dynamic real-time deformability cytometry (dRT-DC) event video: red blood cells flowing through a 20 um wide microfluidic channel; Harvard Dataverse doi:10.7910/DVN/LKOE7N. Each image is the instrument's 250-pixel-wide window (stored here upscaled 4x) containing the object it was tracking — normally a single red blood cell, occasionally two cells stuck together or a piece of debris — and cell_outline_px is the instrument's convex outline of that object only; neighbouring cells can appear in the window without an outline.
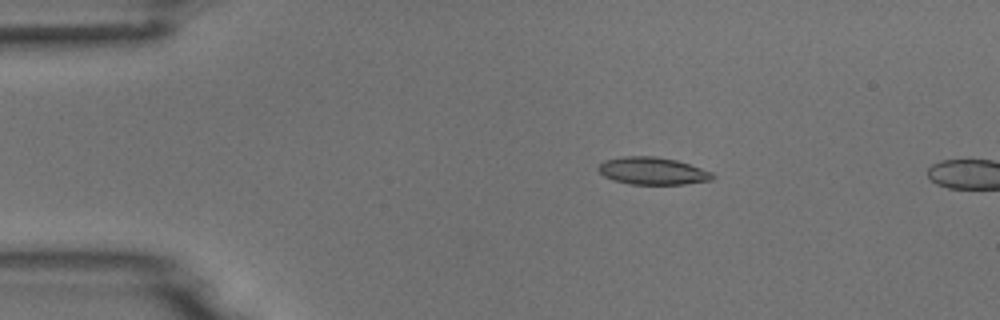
{"species": "common noctule bat (a hibernating species)", "species_latin": "Nyctalus noctula", "temperature_condition": "room temperature", "stored_images_in_passage": 4, "camera_frame_rate_fps": 3000, "um_per_image_px": 0.085, "animal": {"sex": "male", "body_mass_g": 18.8}, "frame": {"image": 1, "passage_image": 3, "time_ms": 2.333, "image_size_px": [1000, 320], "cell_outline_px": [[716, 176], [712, 180], [684, 184], [628, 184], [612, 180], [604, 176], [596, 168], [604, 160], [624, 156], [656, 156], [676, 160], [712, 172]], "centroid_in_image_um": [55.45, 14.53], "position_along_channel_um": 29.6, "area_um2": 18.26}}